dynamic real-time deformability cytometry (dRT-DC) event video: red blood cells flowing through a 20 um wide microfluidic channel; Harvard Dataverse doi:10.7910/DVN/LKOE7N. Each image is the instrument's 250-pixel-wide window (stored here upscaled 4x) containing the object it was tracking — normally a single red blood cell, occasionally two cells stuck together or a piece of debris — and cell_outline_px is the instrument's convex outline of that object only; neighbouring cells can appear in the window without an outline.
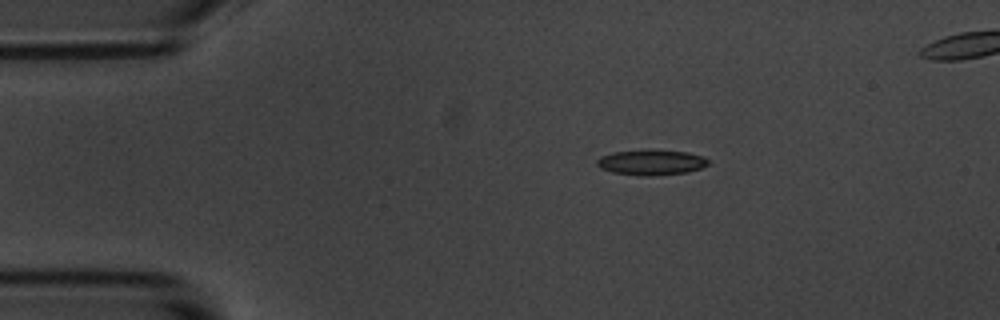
{"species": "common noctule bat (a hibernating species)", "species_latin": "Nyctalus noctula", "temperature_condition": "room temperature", "stored_images_in_passage": 4, "camera_frame_rate_fps": 3000, "um_per_image_px": 0.085, "animal": {"sex": "male", "body_mass_g": 20.1, "forearm_length_mm": 53.5}, "frame": {"image": 1, "passage_image": 2, "time_ms": 1.333, "image_size_px": [1000, 320], "cell_outline_px": [[708, 164], [700, 168], [688, 172], [648, 176], [640, 176], [612, 172], [600, 168], [596, 164], [596, 160], [600, 156], [612, 152], [648, 148], [688, 152], [704, 156], [708, 160]], "centroid_in_image_um": [55.33, 13.77], "position_along_channel_um": 29.7, "area_um2": 16.88}}